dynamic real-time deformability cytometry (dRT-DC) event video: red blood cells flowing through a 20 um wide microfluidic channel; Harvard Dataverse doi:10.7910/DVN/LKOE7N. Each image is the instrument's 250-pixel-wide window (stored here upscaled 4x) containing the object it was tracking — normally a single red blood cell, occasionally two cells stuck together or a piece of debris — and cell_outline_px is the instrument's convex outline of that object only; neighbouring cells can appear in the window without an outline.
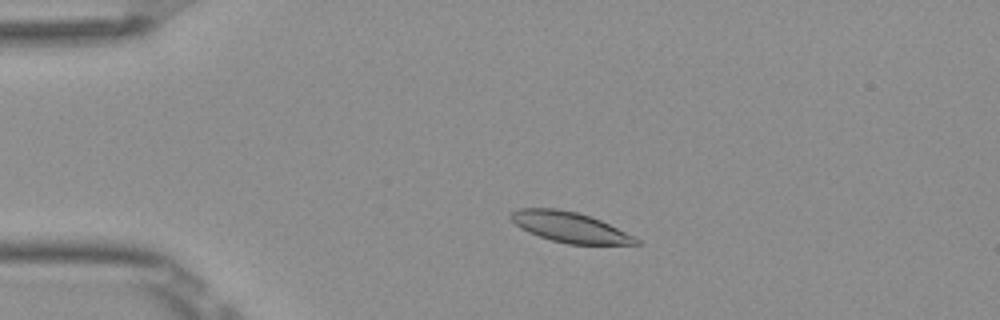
{"species": "Egyptian fruit bat (a non-hibernating species)", "species_latin": "Rousettus aegyptiacus", "temperature_condition": "room temperature", "stored_images_in_passage": 49, "camera_frame_rate_fps": 3000, "um_per_image_px": 0.085, "frame": {"image": 1, "passage_image": 8, "time_ms": 2.333, "image_size_px": [1000, 320], "cell_outline_px": [[640, 244], [568, 244], [552, 240], [528, 232], [520, 228], [508, 216], [512, 212], [520, 208], [556, 208], [576, 212], [600, 220], [640, 240]], "centroid_in_image_um": [48.38, 19.3], "position_along_channel_um": 36.6, "area_um2": 21.68}}
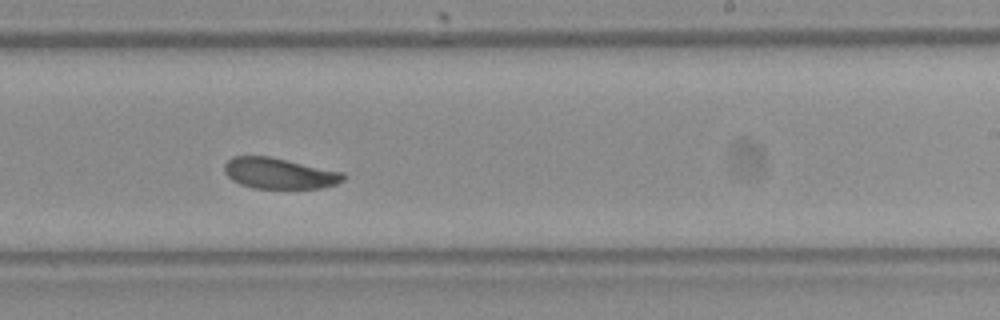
{"frame": {"image": 2, "passage_image": 29, "time_ms": 9.333, "image_size_px": [1000, 320], "cell_outline_px": [[344, 180], [336, 184], [320, 188], [252, 188], [240, 184], [232, 180], [224, 172], [224, 164], [232, 156], [268, 156], [344, 172]], "centroid_in_image_um": [23.72, 14.73], "position_along_channel_um": 265.3, "area_um2": 21.33}}
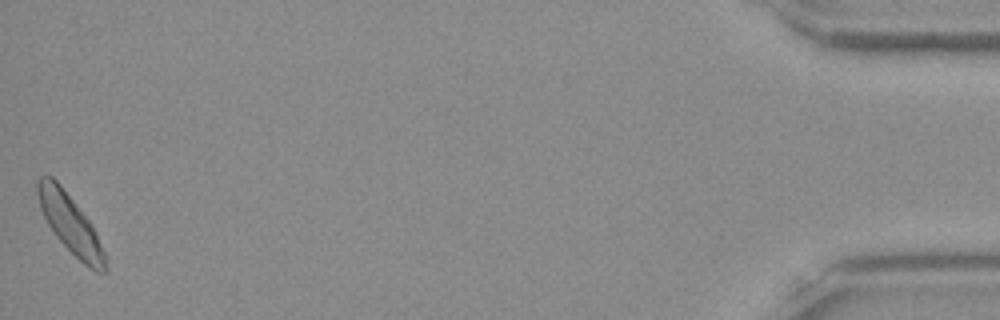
{"frame": {"image": 3, "passage_image": 49, "time_ms": 16.0, "image_size_px": [1000, 320], "cell_outline_px": [[108, 268], [104, 272], [96, 272], [84, 264], [56, 236], [48, 224], [40, 208], [36, 192], [36, 180], [40, 176], [52, 176], [60, 184], [92, 224], [96, 232], [104, 252]], "centroid_in_image_um": [5.96, 19.01], "position_along_channel_um": 429.2, "area_um2": 22.83}, "authors_computed_cell_mechanics": {"area_um2": 22.253, "velocity_mm_per_s": 3.8459, "shape_relaxation_time_tau1_ms": 3.8728, "shape_relaxation_time_tau2_ms": null, "deformation_change_tau1": 0.0865, "deformation_change_tau2": null}}